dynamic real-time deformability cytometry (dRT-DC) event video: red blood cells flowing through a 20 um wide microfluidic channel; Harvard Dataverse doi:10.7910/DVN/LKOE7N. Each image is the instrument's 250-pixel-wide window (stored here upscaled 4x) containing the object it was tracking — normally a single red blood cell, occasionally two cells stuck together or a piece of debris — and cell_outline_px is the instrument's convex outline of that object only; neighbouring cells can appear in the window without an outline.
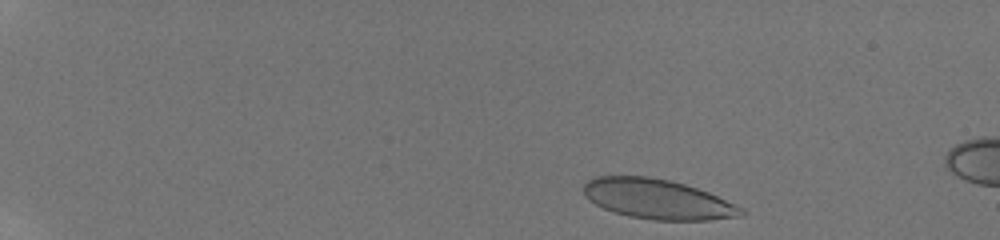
{"species": "human", "species_latin": "Homo sapiens", "temperature_condition": "room temperature", "stored_images_in_passage": 14, "camera_frame_rate_fps": 3000, "um_per_image_px": 0.085, "donor": {"sex": "male"}, "frame": {"image": 1, "passage_image": 1, "time_ms": 0.0, "image_size_px": [1000, 240], "cell_outline_px": [[744, 216], [708, 220], [652, 220], [628, 216], [604, 208], [588, 200], [584, 196], [584, 184], [588, 180], [596, 176], [648, 176], [672, 180], [708, 192], [744, 208]], "centroid_in_image_um": [55.9, 16.92], "position_along_channel_um": 29.1, "area_um2": 36.65}}
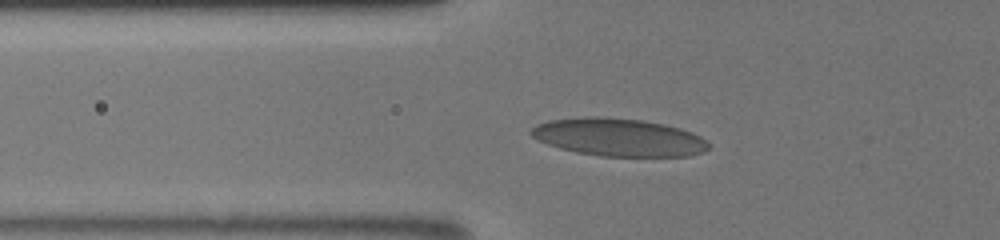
{"frame": {"image": 2, "passage_image": 10, "time_ms": 4.0, "image_size_px": [1000, 240], "cell_outline_px": [[708, 148], [704, 152], [692, 156], [600, 156], [576, 152], [560, 148], [548, 144], [532, 136], [528, 132], [536, 124], [548, 120], [588, 116], [596, 116], [644, 120], [664, 124], [680, 128], [692, 132], [700, 136], [708, 144]], "centroid_in_image_um": [52.58, 11.66], "position_along_channel_um": 73.2, "area_um2": 39.13}}
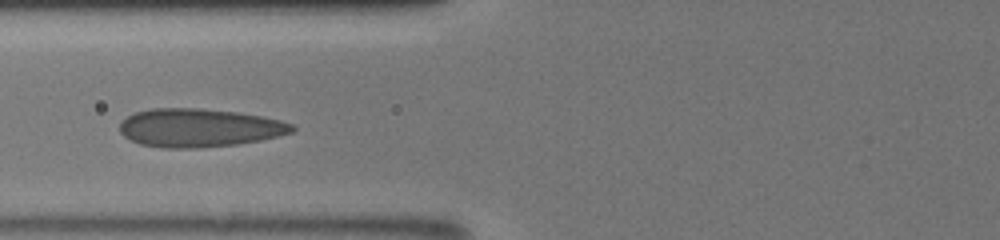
{"frame": {"image": 3, "passage_image": 12, "time_ms": 5.0, "image_size_px": [1000, 240], "cell_outline_px": [[296, 128], [292, 132], [260, 140], [236, 144], [200, 148], [160, 148], [140, 144], [124, 136], [120, 132], [120, 124], [128, 116], [136, 112], [152, 108], [200, 108], [236, 112], [260, 116], [280, 120], [292, 124]], "centroid_in_image_um": [16.91, 10.87], "position_along_channel_um": 108.9, "area_um2": 38.38}}